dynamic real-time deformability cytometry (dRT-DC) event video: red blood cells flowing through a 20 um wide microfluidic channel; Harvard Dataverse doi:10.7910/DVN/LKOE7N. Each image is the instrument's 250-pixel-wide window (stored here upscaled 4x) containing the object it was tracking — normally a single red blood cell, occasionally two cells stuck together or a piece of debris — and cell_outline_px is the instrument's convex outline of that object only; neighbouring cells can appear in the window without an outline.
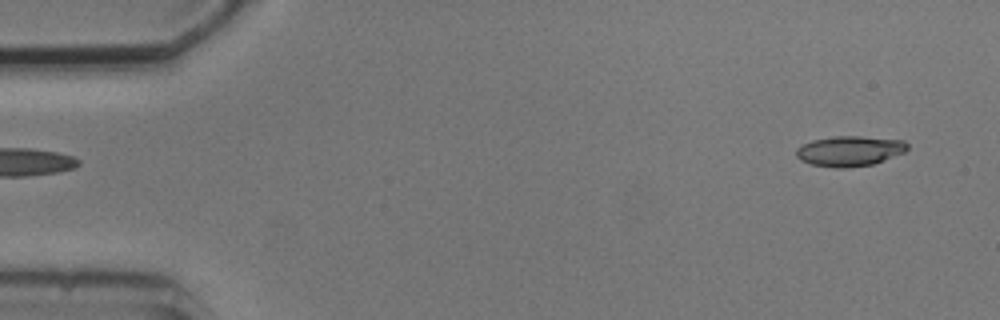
{"species": "common noctule bat (a hibernating species)", "species_latin": "Nyctalus noctula", "temperature_condition": "cold", "stored_images_in_passage": 6, "segment_of_instrument_passage": [2, 2], "camera_frame_rate_fps": 3000, "um_per_image_px": 0.085, "animal": {"sex": "male", "body_mass_g": 20.5, "forearm_length_mm": 52.5}, "frame": {"image": 1, "passage_image": 6, "time_ms": 5.667, "image_size_px": [1000, 320], "cell_outline_px": [[908, 148], [904, 152], [872, 164], [844, 168], [832, 168], [812, 164], [800, 160], [796, 156], [796, 148], [812, 140], [836, 136], [860, 136], [904, 140], [908, 144]], "centroid_in_image_um": [72.2, 12.83], "position_along_channel_um": 12.8, "area_um2": 19.48}}